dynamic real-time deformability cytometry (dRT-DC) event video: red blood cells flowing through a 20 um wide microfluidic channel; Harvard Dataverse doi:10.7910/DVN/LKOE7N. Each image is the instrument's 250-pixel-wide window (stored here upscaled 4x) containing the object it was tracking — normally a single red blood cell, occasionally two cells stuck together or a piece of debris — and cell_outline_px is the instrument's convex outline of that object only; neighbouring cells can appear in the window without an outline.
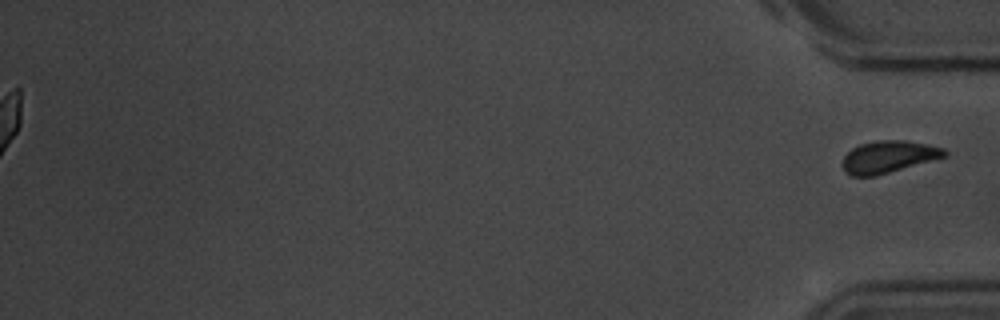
{"species": "common noctule bat (a hibernating species)", "species_latin": "Nyctalus noctula", "temperature_condition": "room temperature", "stored_images_in_passage": 41, "segment_of_instrument_passage": [2, 2], "camera_frame_rate_fps": 3000, "um_per_image_px": 0.085, "animal": {"sex": "male", "body_mass_g": 20.1, "forearm_length_mm": 53.5}, "frame": {"image": 1, "passage_image": 41, "time_ms": 13.333, "image_size_px": [1000, 320], "cell_outline_px": [[948, 156], [876, 176], [852, 176], [844, 172], [840, 164], [844, 156], [852, 148], [860, 144], [876, 140], [904, 140], [928, 144], [944, 148], [948, 152]], "centroid_in_image_um": [75.51, 13.33], "position_along_channel_um": 359.7, "area_um2": 19.36}}